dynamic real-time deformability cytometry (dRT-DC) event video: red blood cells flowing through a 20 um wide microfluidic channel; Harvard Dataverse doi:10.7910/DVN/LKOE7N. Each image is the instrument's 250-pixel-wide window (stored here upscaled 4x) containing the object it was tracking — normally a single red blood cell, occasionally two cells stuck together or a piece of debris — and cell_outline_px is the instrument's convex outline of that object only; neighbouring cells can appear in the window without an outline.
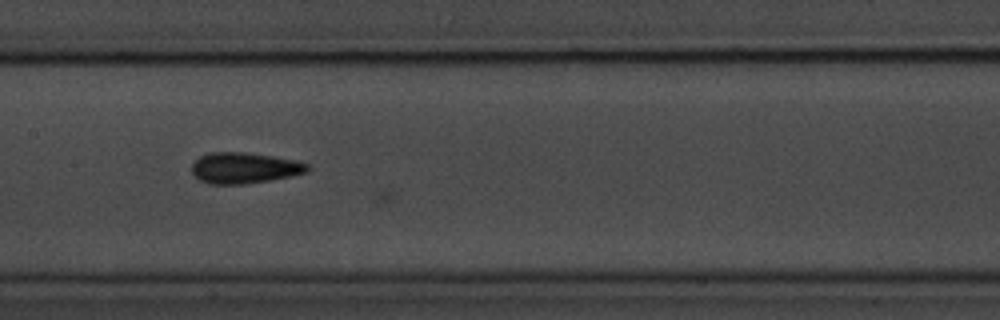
{"species": "common noctule bat (a hibernating species)", "species_latin": "Nyctalus noctula", "temperature_condition": "room temperature", "stored_images_in_passage": 16, "camera_frame_rate_fps": 3000, "um_per_image_px": 0.085, "animal": {"sex": "male", "body_mass_g": 20.1, "forearm_length_mm": 53.5}, "frame": {"image": 1, "passage_image": 15, "time_ms": 4.667, "image_size_px": [1000, 320], "cell_outline_px": [[312, 168], [308, 172], [292, 176], [244, 184], [212, 184], [200, 180], [192, 172], [192, 164], [200, 156], [208, 152], [244, 152], [272, 156], [296, 160], [308, 164]], "centroid_in_image_um": [20.8, 14.27], "position_along_channel_um": 186.6, "area_um2": 20.87}}